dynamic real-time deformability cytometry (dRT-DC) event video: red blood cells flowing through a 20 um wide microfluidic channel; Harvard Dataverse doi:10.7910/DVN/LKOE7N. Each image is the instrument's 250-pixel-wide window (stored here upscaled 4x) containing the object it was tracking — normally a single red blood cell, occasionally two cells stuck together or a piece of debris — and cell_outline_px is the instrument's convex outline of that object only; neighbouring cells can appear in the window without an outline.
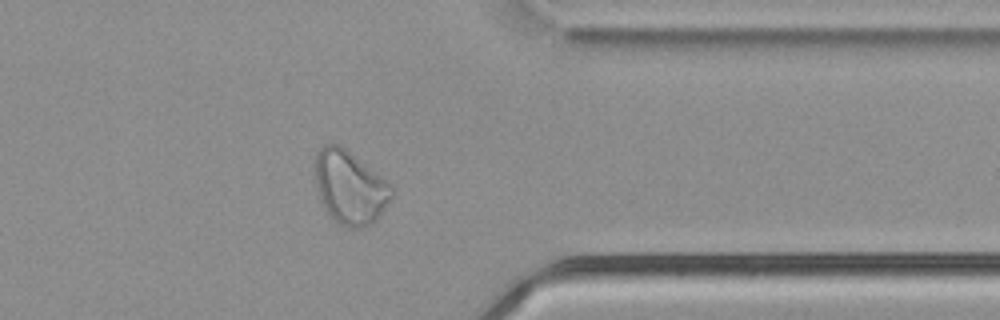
{"species": "common noctule bat (a hibernating species)", "species_latin": "Nyctalus noctula", "temperature_condition": "cold", "stored_images_in_passage": 38, "camera_frame_rate_fps": 3000, "um_per_image_px": 0.085, "animal": {"sex": "male", "body_mass_g": 21.5, "forearm_length_mm": 52.0}, "frame": {"image": 1, "passage_image": 27, "time_ms": 8.667, "image_size_px": [1000, 320], "cell_outline_px": [[392, 196], [376, 220], [372, 224], [360, 228], [352, 228], [340, 224], [324, 208], [316, 192], [316, 152], [324, 144], [340, 144], [392, 184]], "centroid_in_image_um": [29.74, 15.91], "position_along_channel_um": 381.7, "area_um2": 32.54}}